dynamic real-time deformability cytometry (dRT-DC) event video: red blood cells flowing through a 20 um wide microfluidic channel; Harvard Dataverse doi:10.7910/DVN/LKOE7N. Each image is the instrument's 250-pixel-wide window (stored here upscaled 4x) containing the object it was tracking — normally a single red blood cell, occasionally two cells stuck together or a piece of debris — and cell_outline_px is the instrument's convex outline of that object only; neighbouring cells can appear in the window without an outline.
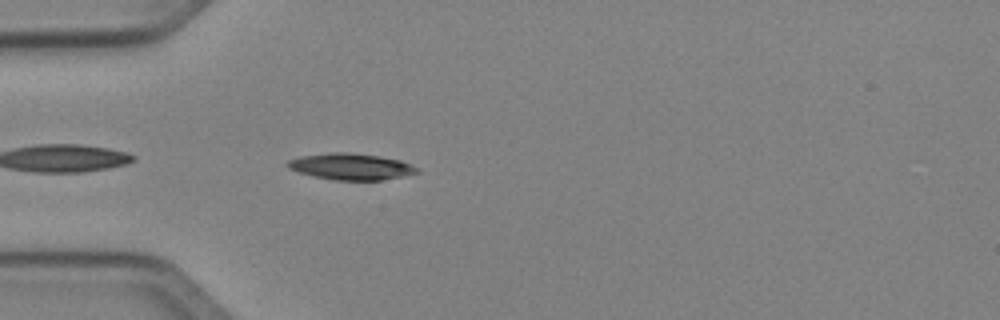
{"species": "Egyptian fruit bat (a non-hibernating species)", "species_latin": "Rousettus aegyptiacus", "temperature_condition": "cold", "stored_images_in_passage": 37, "camera_frame_rate_fps": 3000, "um_per_image_px": 0.085, "animal": {"sex": "female"}, "frame": {"image": 1, "passage_image": 2, "time_ms": 0.333, "image_size_px": [1000, 320], "cell_outline_px": [[420, 172], [404, 176], [380, 180], [332, 180], [312, 176], [288, 168], [284, 164], [288, 160], [300, 156], [332, 152], [348, 152], [380, 156], [400, 160], [412, 164], [420, 168]], "centroid_in_image_um": [29.84, 14.16], "position_along_channel_um": 55.2, "area_um2": 20.11}}
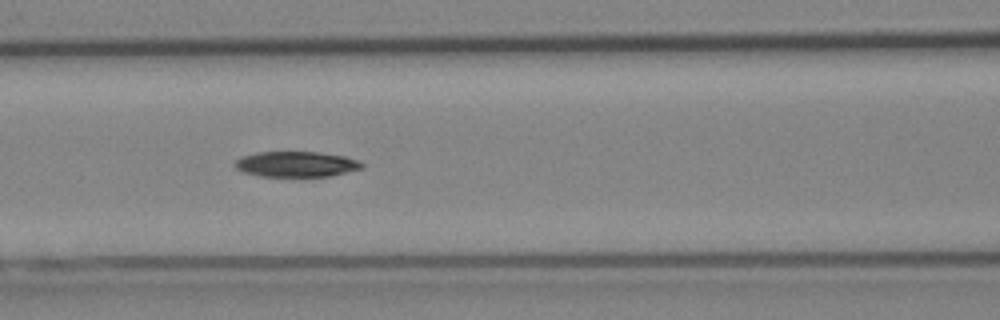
{"frame": {"image": 2, "passage_image": 9, "time_ms": 2.667, "image_size_px": [1000, 320], "cell_outline_px": [[364, 168], [332, 176], [260, 176], [244, 172], [236, 168], [232, 164], [240, 156], [256, 152], [320, 152], [344, 156], [356, 160], [364, 164]], "centroid_in_image_um": [25.17, 13.95], "position_along_channel_um": 141.4, "area_um2": 18.96}}
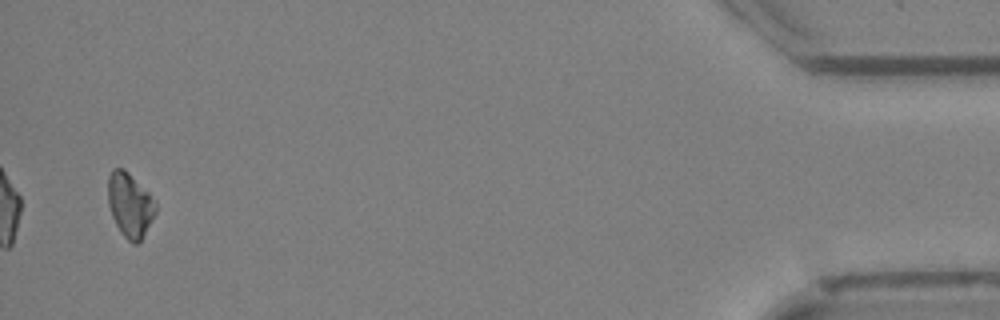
{"frame": {"image": 3, "passage_image": 36, "time_ms": 11.667, "image_size_px": [1000, 320], "cell_outline_px": [[156, 212], [140, 240], [136, 244], [132, 244], [120, 232], [112, 216], [108, 204], [108, 176], [112, 168], [124, 168], [156, 200]], "centroid_in_image_um": [11.03, 17.4], "position_along_channel_um": 424.2, "area_um2": 17.74}, "authors_computed_cell_mechanics": {"area_um2": 18.9584, "velocity_mm_per_s": 4.0379, "shape_relaxation_time_tau1_ms": 2.9076, "shape_relaxation_time_tau2_ms": null, "deformation_change_tau1": 0.1007, "deformation_change_tau2": null}}